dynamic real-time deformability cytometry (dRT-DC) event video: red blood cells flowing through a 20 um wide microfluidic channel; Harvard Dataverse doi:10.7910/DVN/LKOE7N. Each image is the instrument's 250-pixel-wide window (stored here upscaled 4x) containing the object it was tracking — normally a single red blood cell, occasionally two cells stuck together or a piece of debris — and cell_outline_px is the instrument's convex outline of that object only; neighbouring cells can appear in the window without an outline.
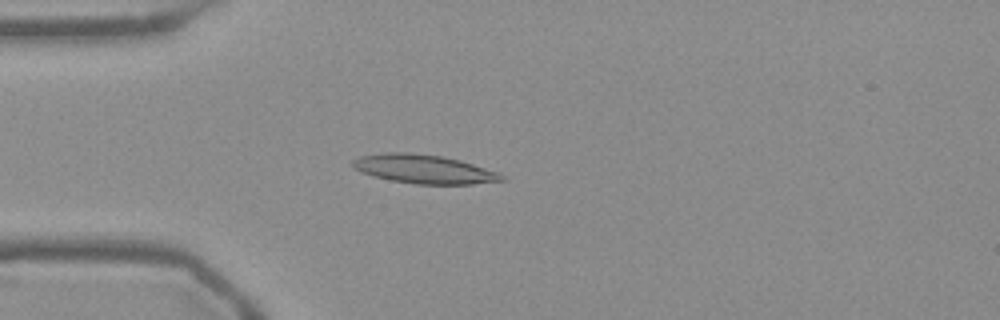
{"species": "Egyptian fruit bat (a non-hibernating species)", "species_latin": "Rousettus aegyptiacus", "temperature_condition": "warm", "stored_images_in_passage": 53, "camera_frame_rate_fps": 3000, "um_per_image_px": 0.085, "frame": {"image": 1, "passage_image": 14, "time_ms": 4.333, "image_size_px": [1000, 320], "cell_outline_px": [[504, 180], [472, 184], [416, 184], [392, 180], [372, 176], [356, 168], [352, 164], [352, 160], [360, 156], [384, 152], [408, 152], [444, 156], [460, 160], [500, 172], [504, 176]], "centroid_in_image_um": [36.06, 14.36], "position_along_channel_um": 48.9, "area_um2": 24.97}}
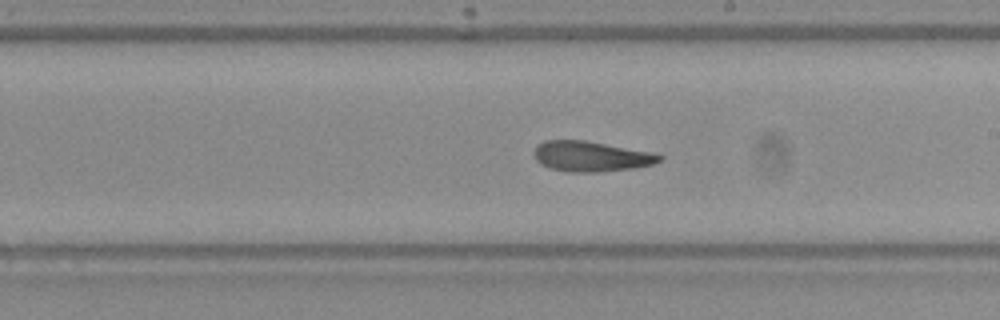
{"frame": {"image": 2, "passage_image": 30, "time_ms": 9.667, "image_size_px": [1000, 320], "cell_outline_px": [[664, 160], [652, 164], [632, 168], [596, 172], [568, 172], [552, 168], [540, 164], [536, 160], [532, 152], [536, 144], [544, 140], [584, 140], [656, 152], [664, 156]], "centroid_in_image_um": [50.25, 13.27], "position_along_channel_um": 238.8, "area_um2": 22.48}}
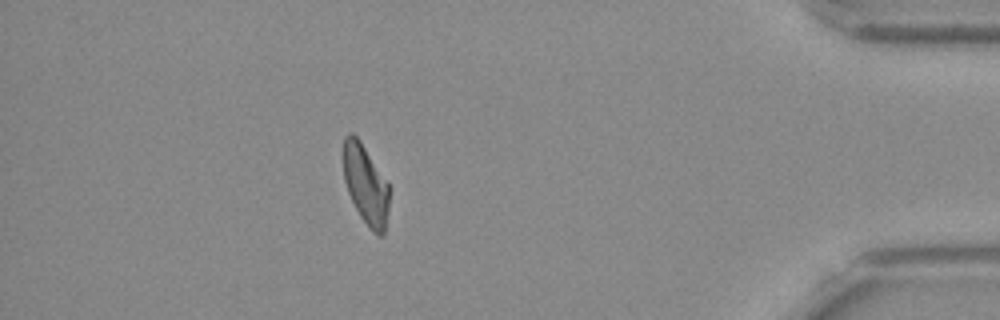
{"frame": {"image": 3, "passage_image": 47, "time_ms": 15.333, "image_size_px": [1000, 320], "cell_outline_px": [[388, 212], [384, 236], [380, 236], [372, 232], [360, 216], [348, 192], [344, 180], [340, 152], [344, 136], [348, 132], [352, 132], [360, 140], [388, 184]], "centroid_in_image_um": [31.02, 15.64], "position_along_channel_um": 404.2, "area_um2": 21.62}, "authors_computed_cell_mechanics": {"area_um2": 22.7154, "velocity_mm_per_s": 3.7691, "shape_relaxation_time_tau1_ms": null, "shape_relaxation_time_tau2_ms": 4.4298, "deformation_change_tau1": null, "deformation_change_tau2": 0.1363}}